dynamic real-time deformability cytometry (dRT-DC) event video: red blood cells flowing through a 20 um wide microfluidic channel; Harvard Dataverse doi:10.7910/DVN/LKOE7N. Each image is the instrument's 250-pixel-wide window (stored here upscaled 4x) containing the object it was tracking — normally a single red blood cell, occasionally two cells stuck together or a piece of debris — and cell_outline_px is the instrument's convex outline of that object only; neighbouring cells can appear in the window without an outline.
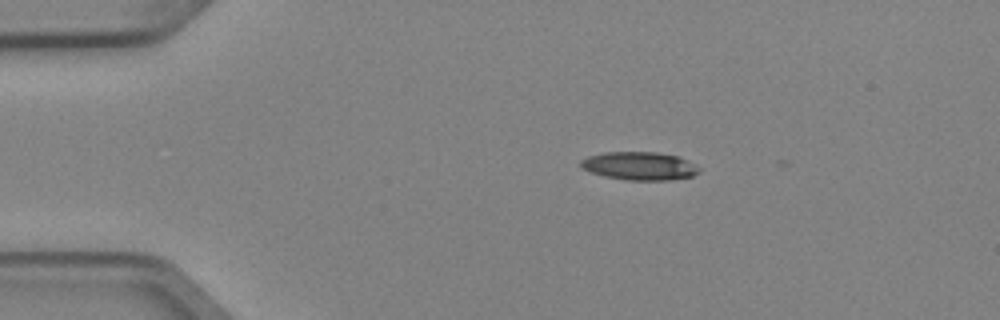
{"species": "Egyptian fruit bat (a non-hibernating species)", "species_latin": "Rousettus aegyptiacus", "temperature_condition": "cold", "stored_images_in_passage": 5, "camera_frame_rate_fps": 3000, "um_per_image_px": 0.085, "animal": {"sex": "female"}, "frame": {"image": 1, "passage_image": 2, "time_ms": 0.333, "image_size_px": [1000, 320], "cell_outline_px": [[700, 172], [692, 176], [672, 180], [628, 180], [604, 176], [592, 172], [584, 168], [580, 164], [580, 160], [588, 156], [604, 152], [656, 152], [680, 156], [700, 168]], "centroid_in_image_um": [54.39, 14.1], "position_along_channel_um": 30.6, "area_um2": 19.42}}
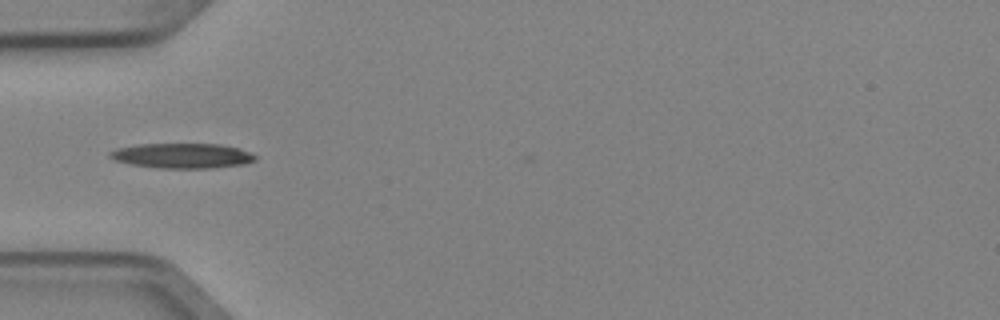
{"frame": {"image": 2, "passage_image": 4, "time_ms": 1.0, "image_size_px": [1000, 320], "cell_outline_px": [[256, 160], [244, 164], [212, 168], [160, 168], [132, 164], [116, 160], [108, 156], [108, 152], [116, 148], [136, 144], [220, 144], [240, 148], [252, 152], [256, 156]], "centroid_in_image_um": [15.51, 13.23], "position_along_channel_um": 69.5, "area_um2": 21.27}}
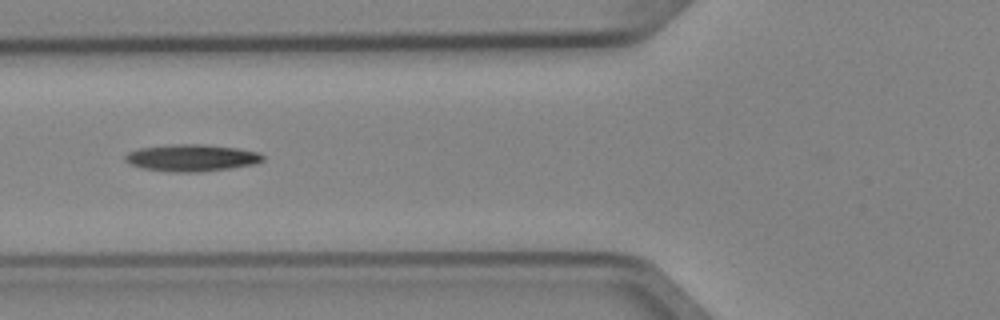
{"frame": {"image": 3, "passage_image": 5, "time_ms": 1.333, "image_size_px": [1000, 320], "cell_outline_px": [[264, 160], [256, 164], [228, 168], [196, 172], [176, 172], [144, 168], [132, 164], [124, 160], [124, 156], [128, 152], [140, 148], [172, 144], [204, 144], [240, 148], [260, 152], [264, 156]], "centroid_in_image_um": [16.34, 13.4], "position_along_channel_um": 109.5, "area_um2": 21.56}}